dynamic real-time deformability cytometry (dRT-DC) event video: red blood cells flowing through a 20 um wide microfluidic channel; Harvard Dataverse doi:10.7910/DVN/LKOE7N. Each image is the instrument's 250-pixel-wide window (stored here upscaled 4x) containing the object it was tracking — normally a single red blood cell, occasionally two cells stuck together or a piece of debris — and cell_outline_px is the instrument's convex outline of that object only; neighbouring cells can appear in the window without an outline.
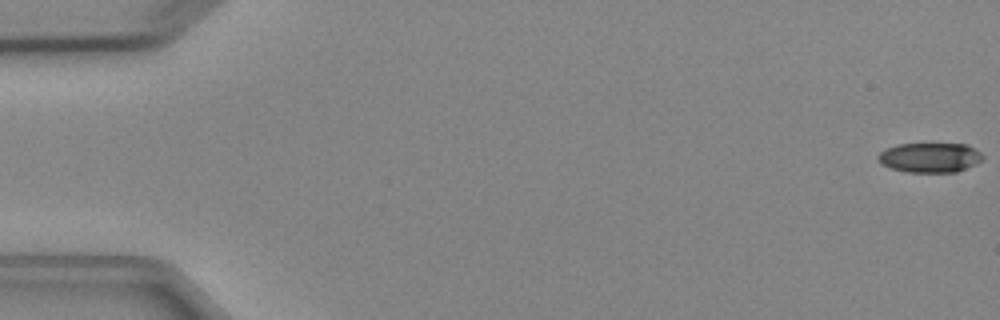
{"species": "Egyptian fruit bat (a non-hibernating species)", "species_latin": "Rousettus aegyptiacus", "temperature_condition": "cold", "stored_images_in_passage": 6, "camera_frame_rate_fps": 3000, "um_per_image_px": 0.085, "animal": {"sex": "female"}, "frame": {"image": 1, "passage_image": 1, "time_ms": 0.0, "image_size_px": [1000, 320], "cell_outline_px": [[984, 156], [976, 164], [956, 172], [904, 172], [880, 164], [876, 156], [884, 148], [896, 144], [968, 144], [980, 152]], "centroid_in_image_um": [79.0, 13.39], "position_along_channel_um": 6.0, "area_um2": 18.26}}
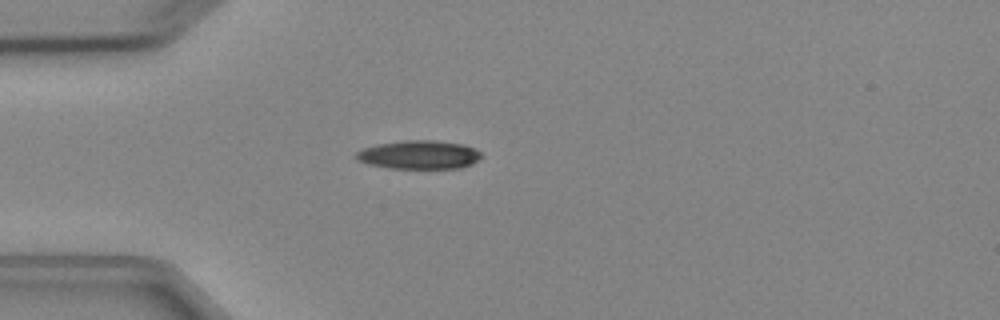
{"frame": {"image": 2, "passage_image": 5, "time_ms": 4.667, "image_size_px": [1000, 320], "cell_outline_px": [[480, 156], [472, 164], [460, 168], [392, 168], [368, 164], [356, 160], [356, 152], [364, 148], [376, 144], [404, 140], [436, 140], [464, 144], [476, 148], [480, 152]], "centroid_in_image_um": [35.61, 13.14], "position_along_channel_um": 49.4, "area_um2": 20.87}}